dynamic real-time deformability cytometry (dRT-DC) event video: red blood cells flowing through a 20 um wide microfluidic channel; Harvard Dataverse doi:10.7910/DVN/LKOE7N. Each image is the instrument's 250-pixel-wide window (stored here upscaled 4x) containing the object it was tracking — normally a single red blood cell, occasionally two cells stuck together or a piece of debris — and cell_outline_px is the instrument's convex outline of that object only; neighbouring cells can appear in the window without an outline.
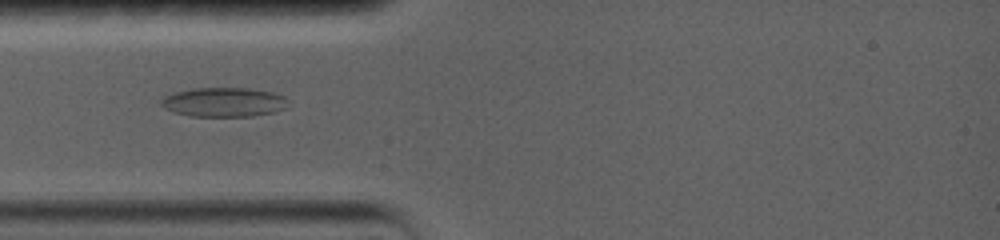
{"species": "common noctule bat (a hibernating species)", "species_latin": "Nyctalus noctula", "temperature_condition": "warm", "stored_images_in_passage": 2, "camera_frame_rate_fps": 5000, "um_per_image_px": 0.085, "animal": {"sex": "female", "body_mass_g": 19.0, "forearm_length_mm": 56.7}, "frame": {"image": 1, "passage_image": 1, "time_ms": 0.0, "image_size_px": [1000, 240], "cell_outline_px": [[288, 108], [276, 112], [252, 116], [188, 116], [172, 112], [164, 108], [160, 104], [160, 100], [164, 96], [176, 92], [196, 88], [248, 88], [272, 92], [284, 96], [288, 100]], "centroid_in_image_um": [19.04, 8.69], "position_along_channel_um": 66.0, "area_um2": 21.91}}